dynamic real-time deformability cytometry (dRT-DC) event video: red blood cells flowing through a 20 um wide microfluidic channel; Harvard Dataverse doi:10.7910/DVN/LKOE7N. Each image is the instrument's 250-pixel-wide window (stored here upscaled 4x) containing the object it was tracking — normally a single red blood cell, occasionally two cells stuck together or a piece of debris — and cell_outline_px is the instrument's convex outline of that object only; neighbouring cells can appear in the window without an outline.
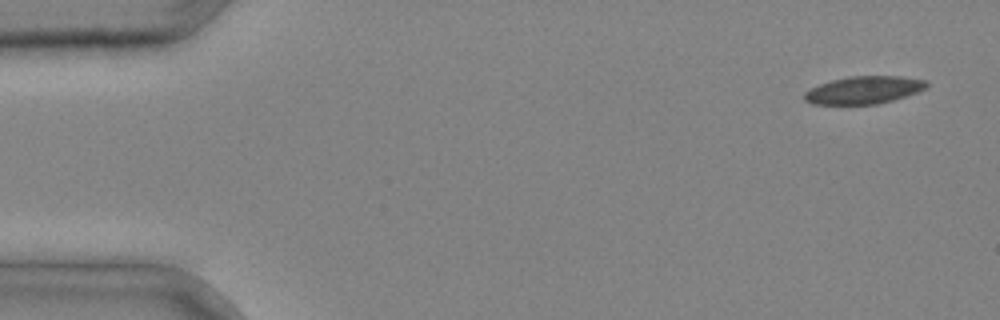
{"species": "common noctule bat (a hibernating species)", "species_latin": "Nyctalus noctula", "temperature_condition": "cold", "stored_images_in_passage": 4, "camera_frame_rate_fps": 3000, "um_per_image_px": 0.085, "animal": {"sex": "male", "body_mass_g": 20.4}, "frame": {"image": 1, "passage_image": 1, "time_ms": 0.0, "image_size_px": [1000, 320], "cell_outline_px": [[928, 88], [892, 100], [876, 104], [812, 104], [804, 100], [804, 92], [820, 84], [832, 80], [848, 76], [904, 76], [928, 80]], "centroid_in_image_um": [73.45, 7.64], "position_along_channel_um": 11.5, "area_um2": 19.65}}
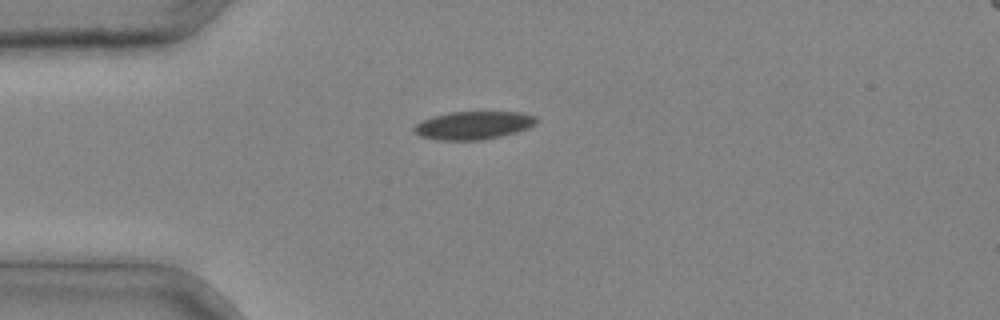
{"frame": {"image": 2, "passage_image": 3, "time_ms": 0.667, "image_size_px": [1000, 320], "cell_outline_px": [[540, 120], [536, 124], [528, 128], [516, 132], [484, 140], [436, 140], [420, 136], [412, 132], [412, 128], [416, 124], [432, 116], [448, 112], [524, 112], [536, 116]], "centroid_in_image_um": [40.25, 10.65], "position_along_channel_um": 44.7, "area_um2": 20.29}}
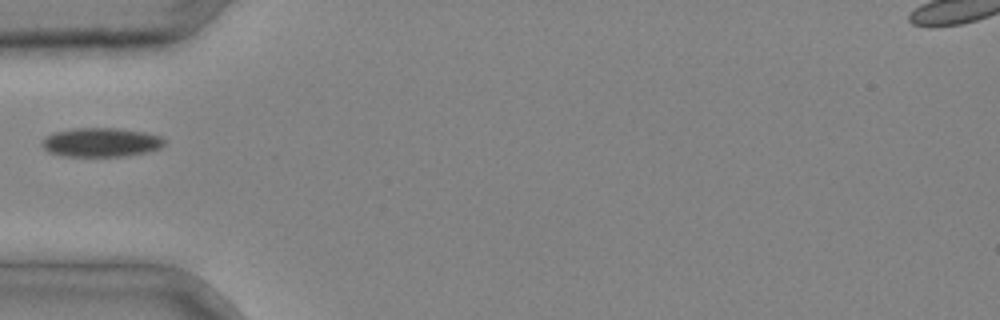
{"frame": {"image": 3, "passage_image": 4, "time_ms": 1.0, "image_size_px": [1000, 320], "cell_outline_px": [[164, 144], [160, 148], [148, 152], [124, 156], [60, 156], [48, 152], [40, 144], [44, 136], [56, 132], [76, 128], [116, 128], [144, 132], [160, 136], [164, 140]], "centroid_in_image_um": [8.55, 12.1], "position_along_channel_um": 76.4, "area_um2": 20.75}}